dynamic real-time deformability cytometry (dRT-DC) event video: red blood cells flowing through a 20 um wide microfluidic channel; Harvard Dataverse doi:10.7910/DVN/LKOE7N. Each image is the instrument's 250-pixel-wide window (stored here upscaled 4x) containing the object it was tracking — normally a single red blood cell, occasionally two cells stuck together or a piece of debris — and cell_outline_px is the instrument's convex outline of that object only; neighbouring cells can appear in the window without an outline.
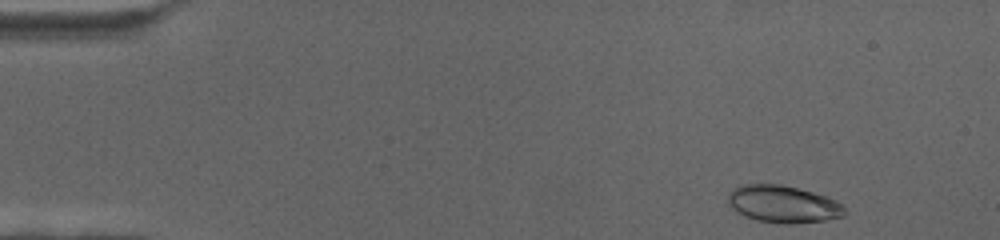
{"species": "human", "species_latin": "Homo sapiens", "temperature_condition": "cold", "stored_images_in_passage": 63, "camera_frame_rate_fps": 3000, "um_per_image_px": 0.085, "donor": {"sex": "female"}, "frame": {"image": 1, "passage_image": 2, "time_ms": 0.333, "image_size_px": [1000, 240], "cell_outline_px": [[844, 216], [824, 220], [792, 224], [784, 224], [756, 220], [744, 216], [736, 212], [728, 204], [728, 196], [736, 188], [744, 184], [780, 184], [812, 192], [836, 200], [844, 208]], "centroid_in_image_um": [66.54, 17.36], "position_along_channel_um": 18.5, "area_um2": 25.03}}
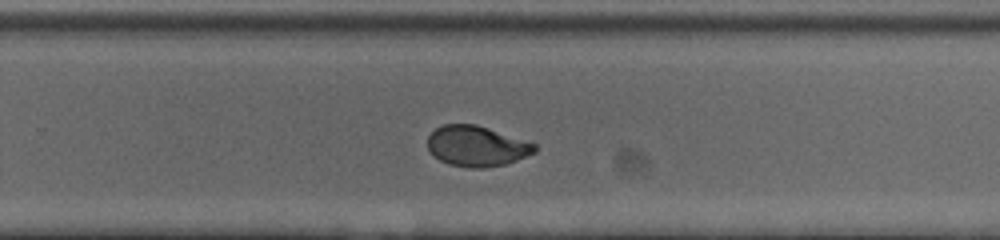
{"frame": {"image": 2, "passage_image": 40, "time_ms": 13.0, "image_size_px": [1000, 240], "cell_outline_px": [[536, 152], [516, 160], [504, 164], [484, 168], [472, 168], [448, 164], [440, 160], [428, 148], [428, 136], [436, 128], [444, 124], [476, 124], [536, 144]], "centroid_in_image_um": [40.51, 12.42], "position_along_channel_um": 289.3, "area_um2": 24.97}}
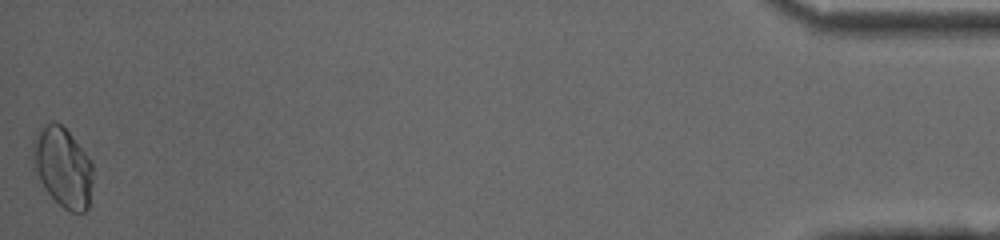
{"frame": {"image": 3, "passage_image": 63, "time_ms": 20.667, "image_size_px": [1000, 240], "cell_outline_px": [[92, 184], [88, 208], [84, 212], [72, 212], [64, 208], [44, 188], [40, 180], [36, 168], [32, 144], [40, 132], [48, 124], [60, 124], [72, 136], [84, 152], [92, 164]], "centroid_in_image_um": [5.39, 14.27], "position_along_channel_um": 429.8, "area_um2": 26.7}}